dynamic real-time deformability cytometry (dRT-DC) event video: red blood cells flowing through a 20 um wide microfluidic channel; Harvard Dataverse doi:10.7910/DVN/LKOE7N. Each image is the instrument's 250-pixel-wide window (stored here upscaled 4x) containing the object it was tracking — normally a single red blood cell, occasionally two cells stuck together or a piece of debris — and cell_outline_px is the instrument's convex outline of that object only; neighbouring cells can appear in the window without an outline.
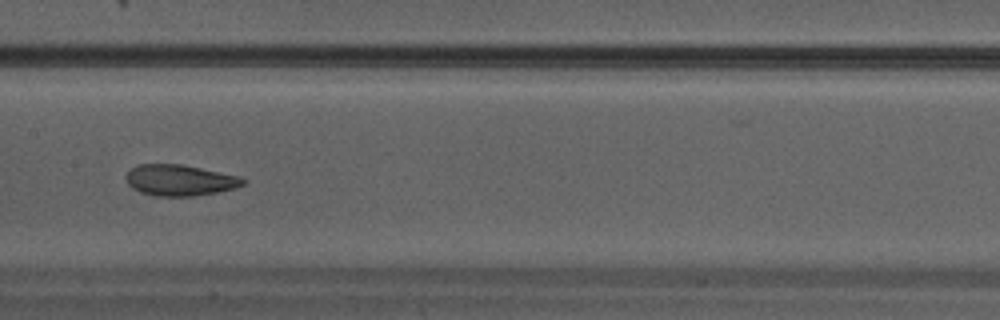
{"species": "Egyptian fruit bat (a non-hibernating species)", "species_latin": "Rousettus aegyptiacus", "temperature_condition": "warm", "stored_images_in_passage": 28, "camera_frame_rate_fps": 3000, "um_per_image_px": 0.085, "animal": {"sex": "male"}, "frame": {"image": 1, "passage_image": 13, "time_ms": 4.0, "image_size_px": [1000, 320], "cell_outline_px": [[248, 180], [244, 184], [236, 188], [216, 192], [192, 196], [156, 196], [140, 192], [132, 188], [128, 184], [124, 176], [136, 164], [180, 164], [240, 176]], "centroid_in_image_um": [15.28, 15.32], "position_along_channel_um": 192.1, "area_um2": 21.21}}
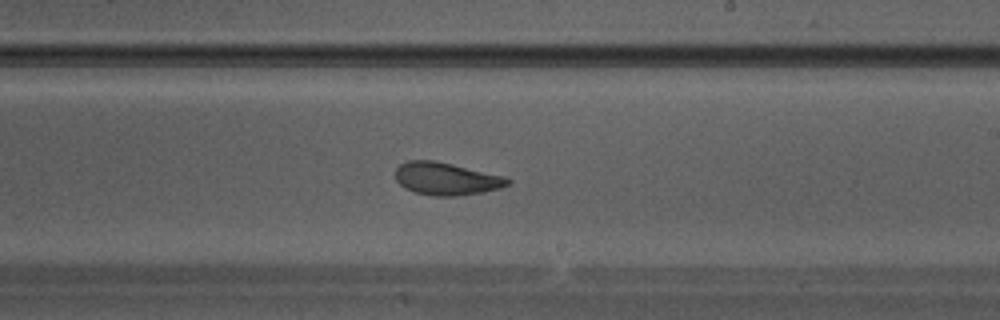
{"frame": {"image": 2, "passage_image": 16, "time_ms": 5.0, "image_size_px": [1000, 320], "cell_outline_px": [[512, 180], [508, 184], [500, 188], [484, 192], [456, 196], [432, 196], [416, 192], [404, 188], [396, 180], [396, 168], [400, 164], [408, 160], [432, 160], [452, 164], [504, 176]], "centroid_in_image_um": [37.93, 15.2], "position_along_channel_um": 251.1, "area_um2": 21.27}}